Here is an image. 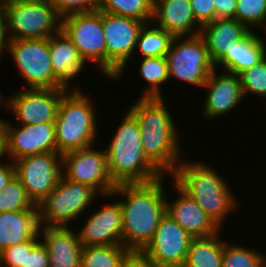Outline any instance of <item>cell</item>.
I'll return each instance as SVG.
<instances>
[{"mask_svg":"<svg viewBox=\"0 0 266 267\" xmlns=\"http://www.w3.org/2000/svg\"><path fill=\"white\" fill-rule=\"evenodd\" d=\"M259 267H266V260Z\"/></svg>","mask_w":266,"mask_h":267,"instance_id":"cell-45","label":"cell"},{"mask_svg":"<svg viewBox=\"0 0 266 267\" xmlns=\"http://www.w3.org/2000/svg\"><path fill=\"white\" fill-rule=\"evenodd\" d=\"M3 140L4 157L12 162L30 155L56 152L55 122L15 126L5 119Z\"/></svg>","mask_w":266,"mask_h":267,"instance_id":"cell-15","label":"cell"},{"mask_svg":"<svg viewBox=\"0 0 266 267\" xmlns=\"http://www.w3.org/2000/svg\"><path fill=\"white\" fill-rule=\"evenodd\" d=\"M206 90V100L201 112L203 119L211 120L217 116L227 115L235 107L243 103L244 96L239 75L214 69L203 85Z\"/></svg>","mask_w":266,"mask_h":267,"instance_id":"cell-18","label":"cell"},{"mask_svg":"<svg viewBox=\"0 0 266 267\" xmlns=\"http://www.w3.org/2000/svg\"><path fill=\"white\" fill-rule=\"evenodd\" d=\"M6 52L12 56L13 64L19 75L25 80L22 88H67L52 69L49 51V38L9 39Z\"/></svg>","mask_w":266,"mask_h":267,"instance_id":"cell-8","label":"cell"},{"mask_svg":"<svg viewBox=\"0 0 266 267\" xmlns=\"http://www.w3.org/2000/svg\"><path fill=\"white\" fill-rule=\"evenodd\" d=\"M13 163L15 176L36 206L57 186L63 175L62 154L58 152L30 155Z\"/></svg>","mask_w":266,"mask_h":267,"instance_id":"cell-14","label":"cell"},{"mask_svg":"<svg viewBox=\"0 0 266 267\" xmlns=\"http://www.w3.org/2000/svg\"><path fill=\"white\" fill-rule=\"evenodd\" d=\"M216 19L235 18L237 0H214Z\"/></svg>","mask_w":266,"mask_h":267,"instance_id":"cell-40","label":"cell"},{"mask_svg":"<svg viewBox=\"0 0 266 267\" xmlns=\"http://www.w3.org/2000/svg\"><path fill=\"white\" fill-rule=\"evenodd\" d=\"M234 19L244 24L250 31L266 26V0H237Z\"/></svg>","mask_w":266,"mask_h":267,"instance_id":"cell-34","label":"cell"},{"mask_svg":"<svg viewBox=\"0 0 266 267\" xmlns=\"http://www.w3.org/2000/svg\"><path fill=\"white\" fill-rule=\"evenodd\" d=\"M3 125L4 120L0 118V160L4 158Z\"/></svg>","mask_w":266,"mask_h":267,"instance_id":"cell-43","label":"cell"},{"mask_svg":"<svg viewBox=\"0 0 266 267\" xmlns=\"http://www.w3.org/2000/svg\"><path fill=\"white\" fill-rule=\"evenodd\" d=\"M9 38L7 35V23H6V12L3 5V0H0V58L6 54V47L8 45ZM0 59V60H1Z\"/></svg>","mask_w":266,"mask_h":267,"instance_id":"cell-41","label":"cell"},{"mask_svg":"<svg viewBox=\"0 0 266 267\" xmlns=\"http://www.w3.org/2000/svg\"><path fill=\"white\" fill-rule=\"evenodd\" d=\"M127 111L105 148L110 176L116 185L155 181L163 174L144 154L139 122Z\"/></svg>","mask_w":266,"mask_h":267,"instance_id":"cell-4","label":"cell"},{"mask_svg":"<svg viewBox=\"0 0 266 267\" xmlns=\"http://www.w3.org/2000/svg\"><path fill=\"white\" fill-rule=\"evenodd\" d=\"M0 91H1V89H0ZM3 100H4V95L2 94V92H0V106L3 105Z\"/></svg>","mask_w":266,"mask_h":267,"instance_id":"cell-44","label":"cell"},{"mask_svg":"<svg viewBox=\"0 0 266 267\" xmlns=\"http://www.w3.org/2000/svg\"><path fill=\"white\" fill-rule=\"evenodd\" d=\"M140 62L138 74L149 85L139 98H163L162 84L170 80L166 56L143 58Z\"/></svg>","mask_w":266,"mask_h":267,"instance_id":"cell-28","label":"cell"},{"mask_svg":"<svg viewBox=\"0 0 266 267\" xmlns=\"http://www.w3.org/2000/svg\"><path fill=\"white\" fill-rule=\"evenodd\" d=\"M69 88H24L13 95L4 96L3 108L10 110L18 124L36 125L54 122L62 97Z\"/></svg>","mask_w":266,"mask_h":267,"instance_id":"cell-13","label":"cell"},{"mask_svg":"<svg viewBox=\"0 0 266 267\" xmlns=\"http://www.w3.org/2000/svg\"><path fill=\"white\" fill-rule=\"evenodd\" d=\"M166 59L169 78H176L190 86L203 88L209 74L215 69L200 34L175 36Z\"/></svg>","mask_w":266,"mask_h":267,"instance_id":"cell-10","label":"cell"},{"mask_svg":"<svg viewBox=\"0 0 266 267\" xmlns=\"http://www.w3.org/2000/svg\"><path fill=\"white\" fill-rule=\"evenodd\" d=\"M0 160V192L15 176V166L12 161L1 162Z\"/></svg>","mask_w":266,"mask_h":267,"instance_id":"cell-42","label":"cell"},{"mask_svg":"<svg viewBox=\"0 0 266 267\" xmlns=\"http://www.w3.org/2000/svg\"><path fill=\"white\" fill-rule=\"evenodd\" d=\"M40 241L38 233L28 241L5 248L0 252V267H26L27 251H31Z\"/></svg>","mask_w":266,"mask_h":267,"instance_id":"cell-35","label":"cell"},{"mask_svg":"<svg viewBox=\"0 0 266 267\" xmlns=\"http://www.w3.org/2000/svg\"><path fill=\"white\" fill-rule=\"evenodd\" d=\"M101 17L106 45V77L114 81L123 79L128 62L135 60L137 37L145 23L103 11Z\"/></svg>","mask_w":266,"mask_h":267,"instance_id":"cell-9","label":"cell"},{"mask_svg":"<svg viewBox=\"0 0 266 267\" xmlns=\"http://www.w3.org/2000/svg\"><path fill=\"white\" fill-rule=\"evenodd\" d=\"M35 207L16 176L0 192V213L33 210Z\"/></svg>","mask_w":266,"mask_h":267,"instance_id":"cell-32","label":"cell"},{"mask_svg":"<svg viewBox=\"0 0 266 267\" xmlns=\"http://www.w3.org/2000/svg\"><path fill=\"white\" fill-rule=\"evenodd\" d=\"M207 164L183 158L171 177L222 229L228 214L238 211L239 200L227 179Z\"/></svg>","mask_w":266,"mask_h":267,"instance_id":"cell-3","label":"cell"},{"mask_svg":"<svg viewBox=\"0 0 266 267\" xmlns=\"http://www.w3.org/2000/svg\"><path fill=\"white\" fill-rule=\"evenodd\" d=\"M174 38L172 33L157 27L152 22L144 24L137 37L135 52L138 49L141 59L167 56Z\"/></svg>","mask_w":266,"mask_h":267,"instance_id":"cell-27","label":"cell"},{"mask_svg":"<svg viewBox=\"0 0 266 267\" xmlns=\"http://www.w3.org/2000/svg\"><path fill=\"white\" fill-rule=\"evenodd\" d=\"M61 17L73 13L95 11L98 0H47Z\"/></svg>","mask_w":266,"mask_h":267,"instance_id":"cell-36","label":"cell"},{"mask_svg":"<svg viewBox=\"0 0 266 267\" xmlns=\"http://www.w3.org/2000/svg\"><path fill=\"white\" fill-rule=\"evenodd\" d=\"M176 196L173 200L166 197V213L176 221L192 237H210L222 230L213 219L208 216L204 210L183 191L175 182H173ZM172 201V202H171Z\"/></svg>","mask_w":266,"mask_h":267,"instance_id":"cell-19","label":"cell"},{"mask_svg":"<svg viewBox=\"0 0 266 267\" xmlns=\"http://www.w3.org/2000/svg\"><path fill=\"white\" fill-rule=\"evenodd\" d=\"M129 250L124 245L82 247L81 267H122Z\"/></svg>","mask_w":266,"mask_h":267,"instance_id":"cell-30","label":"cell"},{"mask_svg":"<svg viewBox=\"0 0 266 267\" xmlns=\"http://www.w3.org/2000/svg\"><path fill=\"white\" fill-rule=\"evenodd\" d=\"M122 267H160L143 251H129L123 259Z\"/></svg>","mask_w":266,"mask_h":267,"instance_id":"cell-39","label":"cell"},{"mask_svg":"<svg viewBox=\"0 0 266 267\" xmlns=\"http://www.w3.org/2000/svg\"><path fill=\"white\" fill-rule=\"evenodd\" d=\"M152 22L174 36L198 35L202 27L193 14L190 0H154Z\"/></svg>","mask_w":266,"mask_h":267,"instance_id":"cell-21","label":"cell"},{"mask_svg":"<svg viewBox=\"0 0 266 267\" xmlns=\"http://www.w3.org/2000/svg\"><path fill=\"white\" fill-rule=\"evenodd\" d=\"M250 30L236 19H215L201 27L211 62L216 65L233 45L243 39Z\"/></svg>","mask_w":266,"mask_h":267,"instance_id":"cell-22","label":"cell"},{"mask_svg":"<svg viewBox=\"0 0 266 267\" xmlns=\"http://www.w3.org/2000/svg\"><path fill=\"white\" fill-rule=\"evenodd\" d=\"M12 40L44 39L61 30L62 17L47 0H3Z\"/></svg>","mask_w":266,"mask_h":267,"instance_id":"cell-6","label":"cell"},{"mask_svg":"<svg viewBox=\"0 0 266 267\" xmlns=\"http://www.w3.org/2000/svg\"><path fill=\"white\" fill-rule=\"evenodd\" d=\"M220 232L210 237L193 238L182 267H222L223 239Z\"/></svg>","mask_w":266,"mask_h":267,"instance_id":"cell-26","label":"cell"},{"mask_svg":"<svg viewBox=\"0 0 266 267\" xmlns=\"http://www.w3.org/2000/svg\"><path fill=\"white\" fill-rule=\"evenodd\" d=\"M96 197L99 194L92 187L62 175L57 186L37 205L40 226L69 227L92 206Z\"/></svg>","mask_w":266,"mask_h":267,"instance_id":"cell-7","label":"cell"},{"mask_svg":"<svg viewBox=\"0 0 266 267\" xmlns=\"http://www.w3.org/2000/svg\"><path fill=\"white\" fill-rule=\"evenodd\" d=\"M49 51L54 75L67 87L74 89L71 80L82 74L86 62L79 54L78 48L60 30L49 37Z\"/></svg>","mask_w":266,"mask_h":267,"instance_id":"cell-23","label":"cell"},{"mask_svg":"<svg viewBox=\"0 0 266 267\" xmlns=\"http://www.w3.org/2000/svg\"><path fill=\"white\" fill-rule=\"evenodd\" d=\"M265 254L256 248L231 244L223 239L222 267H259L266 260Z\"/></svg>","mask_w":266,"mask_h":267,"instance_id":"cell-31","label":"cell"},{"mask_svg":"<svg viewBox=\"0 0 266 267\" xmlns=\"http://www.w3.org/2000/svg\"><path fill=\"white\" fill-rule=\"evenodd\" d=\"M40 229L38 207L0 213V252L34 238Z\"/></svg>","mask_w":266,"mask_h":267,"instance_id":"cell-24","label":"cell"},{"mask_svg":"<svg viewBox=\"0 0 266 267\" xmlns=\"http://www.w3.org/2000/svg\"><path fill=\"white\" fill-rule=\"evenodd\" d=\"M70 228L40 226L39 236L48 251L49 267H81L83 246L76 228Z\"/></svg>","mask_w":266,"mask_h":267,"instance_id":"cell-20","label":"cell"},{"mask_svg":"<svg viewBox=\"0 0 266 267\" xmlns=\"http://www.w3.org/2000/svg\"><path fill=\"white\" fill-rule=\"evenodd\" d=\"M81 88L70 89L59 105L55 119L56 152L69 151L92 146L98 139V125L95 105Z\"/></svg>","mask_w":266,"mask_h":267,"instance_id":"cell-5","label":"cell"},{"mask_svg":"<svg viewBox=\"0 0 266 267\" xmlns=\"http://www.w3.org/2000/svg\"><path fill=\"white\" fill-rule=\"evenodd\" d=\"M193 238L165 213L143 252L160 267H182Z\"/></svg>","mask_w":266,"mask_h":267,"instance_id":"cell-16","label":"cell"},{"mask_svg":"<svg viewBox=\"0 0 266 267\" xmlns=\"http://www.w3.org/2000/svg\"><path fill=\"white\" fill-rule=\"evenodd\" d=\"M243 96L266 98V55L251 68L239 74Z\"/></svg>","mask_w":266,"mask_h":267,"instance_id":"cell-33","label":"cell"},{"mask_svg":"<svg viewBox=\"0 0 266 267\" xmlns=\"http://www.w3.org/2000/svg\"><path fill=\"white\" fill-rule=\"evenodd\" d=\"M61 30L78 48L88 64H95L106 77V45L101 11L73 13L62 17Z\"/></svg>","mask_w":266,"mask_h":267,"instance_id":"cell-11","label":"cell"},{"mask_svg":"<svg viewBox=\"0 0 266 267\" xmlns=\"http://www.w3.org/2000/svg\"><path fill=\"white\" fill-rule=\"evenodd\" d=\"M111 204H104L88 215L77 235L85 246L123 245L122 209L119 201L112 198Z\"/></svg>","mask_w":266,"mask_h":267,"instance_id":"cell-17","label":"cell"},{"mask_svg":"<svg viewBox=\"0 0 266 267\" xmlns=\"http://www.w3.org/2000/svg\"><path fill=\"white\" fill-rule=\"evenodd\" d=\"M26 267H49L48 251L42 241L27 251Z\"/></svg>","mask_w":266,"mask_h":267,"instance_id":"cell-38","label":"cell"},{"mask_svg":"<svg viewBox=\"0 0 266 267\" xmlns=\"http://www.w3.org/2000/svg\"><path fill=\"white\" fill-rule=\"evenodd\" d=\"M154 0H98L97 10L151 23Z\"/></svg>","mask_w":266,"mask_h":267,"instance_id":"cell-29","label":"cell"},{"mask_svg":"<svg viewBox=\"0 0 266 267\" xmlns=\"http://www.w3.org/2000/svg\"><path fill=\"white\" fill-rule=\"evenodd\" d=\"M196 20L203 26L216 19L214 0H190Z\"/></svg>","mask_w":266,"mask_h":267,"instance_id":"cell-37","label":"cell"},{"mask_svg":"<svg viewBox=\"0 0 266 267\" xmlns=\"http://www.w3.org/2000/svg\"><path fill=\"white\" fill-rule=\"evenodd\" d=\"M164 99L165 97L138 98L130 105L129 111L139 122L144 154L168 177L175 172L184 155L181 154L180 129Z\"/></svg>","mask_w":266,"mask_h":267,"instance_id":"cell-2","label":"cell"},{"mask_svg":"<svg viewBox=\"0 0 266 267\" xmlns=\"http://www.w3.org/2000/svg\"><path fill=\"white\" fill-rule=\"evenodd\" d=\"M95 146L62 154V172L66 179L88 185L107 198L117 185L109 173L106 149Z\"/></svg>","mask_w":266,"mask_h":267,"instance_id":"cell-12","label":"cell"},{"mask_svg":"<svg viewBox=\"0 0 266 267\" xmlns=\"http://www.w3.org/2000/svg\"><path fill=\"white\" fill-rule=\"evenodd\" d=\"M259 34L252 30L243 39L237 41L215 65V69L221 67L222 71L239 75L255 65L266 55V43Z\"/></svg>","mask_w":266,"mask_h":267,"instance_id":"cell-25","label":"cell"},{"mask_svg":"<svg viewBox=\"0 0 266 267\" xmlns=\"http://www.w3.org/2000/svg\"><path fill=\"white\" fill-rule=\"evenodd\" d=\"M165 178L163 175L149 183L119 184L109 195L119 196L123 245L129 251L146 248L166 213Z\"/></svg>","mask_w":266,"mask_h":267,"instance_id":"cell-1","label":"cell"}]
</instances>
